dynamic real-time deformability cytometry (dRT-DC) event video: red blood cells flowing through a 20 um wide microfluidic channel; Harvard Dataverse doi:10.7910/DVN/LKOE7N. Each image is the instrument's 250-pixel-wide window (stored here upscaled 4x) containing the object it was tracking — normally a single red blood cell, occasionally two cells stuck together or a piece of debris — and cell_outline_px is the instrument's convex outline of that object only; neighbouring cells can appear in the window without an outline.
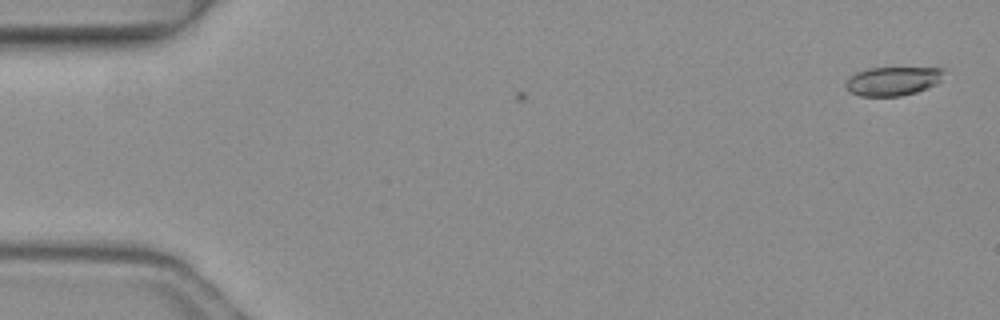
{"species": "common noctule bat (a hibernating species)", "species_latin": "Nyctalus noctula", "temperature_condition": "warm", "stored_images_in_passage": 2, "camera_frame_rate_fps": 3000, "um_per_image_px": 0.085, "animal": {"sex": "female", "body_mass_g": 19.3, "forearm_length_mm": 54.1}, "frame": {"image": 1, "passage_image": 2, "time_ms": 0.333, "image_size_px": [1000, 320], "cell_outline_px": [[944, 68], [940, 80], [936, 84], [928, 88], [916, 92], [900, 96], [860, 96], [848, 92], [844, 84], [848, 76], [856, 72], [868, 68]], "centroid_in_image_um": [75.82, 6.9], "position_along_channel_um": 9.2, "area_um2": 16.59}}